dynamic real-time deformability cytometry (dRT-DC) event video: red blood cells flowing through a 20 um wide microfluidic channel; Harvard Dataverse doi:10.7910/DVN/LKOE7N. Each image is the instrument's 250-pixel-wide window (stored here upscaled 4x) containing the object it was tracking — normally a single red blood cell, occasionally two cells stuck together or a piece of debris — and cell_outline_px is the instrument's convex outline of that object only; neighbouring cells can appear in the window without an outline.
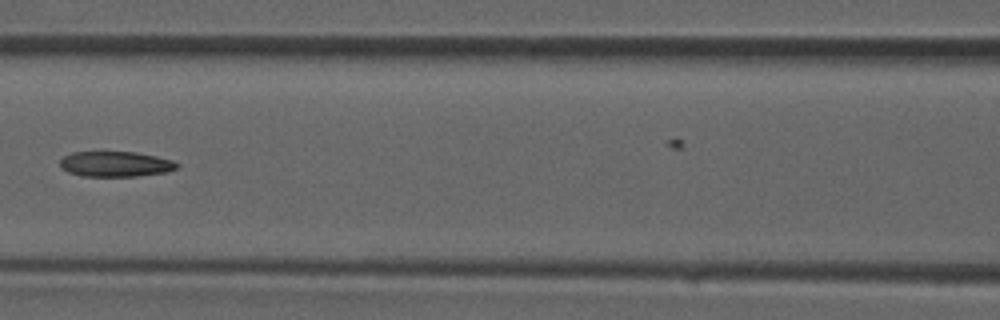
{"species": "common noctule bat (a hibernating species)", "species_latin": "Nyctalus noctula", "temperature_condition": "room temperature", "stored_images_in_passage": 20, "camera_frame_rate_fps": 3000, "um_per_image_px": 0.085, "animal": {"sex": "male", "forearm_length_mm": 52.5}, "frame": {"image": 1, "passage_image": 6, "time_ms": 1.667, "image_size_px": [1000, 320], "cell_outline_px": [[180, 168], [168, 172], [136, 176], [80, 176], [68, 172], [60, 164], [60, 160], [64, 156], [72, 152], [136, 152], [156, 156], [172, 160], [180, 164]], "centroid_in_image_um": [9.87, 13.95], "position_along_channel_um": 156.7, "area_um2": 17.34}}